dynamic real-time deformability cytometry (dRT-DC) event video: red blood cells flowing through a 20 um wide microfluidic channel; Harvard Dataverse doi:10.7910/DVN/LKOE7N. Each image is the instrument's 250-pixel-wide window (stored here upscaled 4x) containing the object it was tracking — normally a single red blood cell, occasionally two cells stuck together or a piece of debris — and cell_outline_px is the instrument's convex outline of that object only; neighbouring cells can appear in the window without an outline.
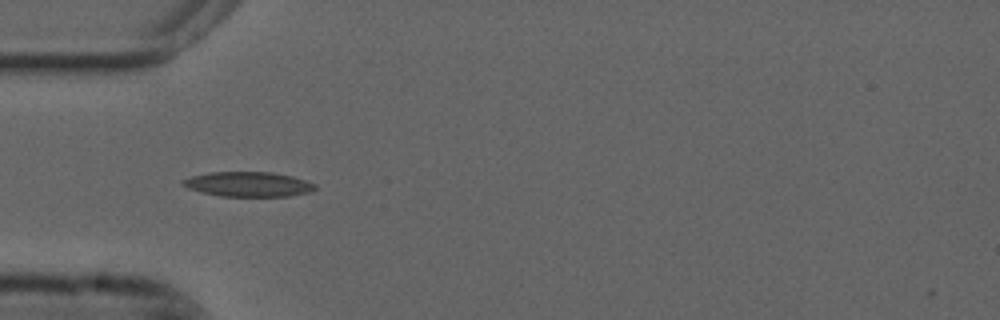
{"species": "common noctule bat (a hibernating species)", "species_latin": "Nyctalus noctula", "temperature_condition": "cold", "stored_images_in_passage": 36, "camera_frame_rate_fps": 3000, "um_per_image_px": 0.085, "animal": {"sex": "male", "forearm_length_mm": 52.5}, "frame": {"image": 1, "passage_image": 2, "time_ms": 0.333, "image_size_px": [1000, 320], "cell_outline_px": [[316, 188], [312, 192], [288, 196], [220, 196], [200, 192], [188, 188], [180, 184], [180, 180], [192, 176], [208, 172], [272, 172], [292, 176], [316, 184]], "centroid_in_image_um": [21.08, 15.66], "position_along_channel_um": 63.9, "area_um2": 19.25}}
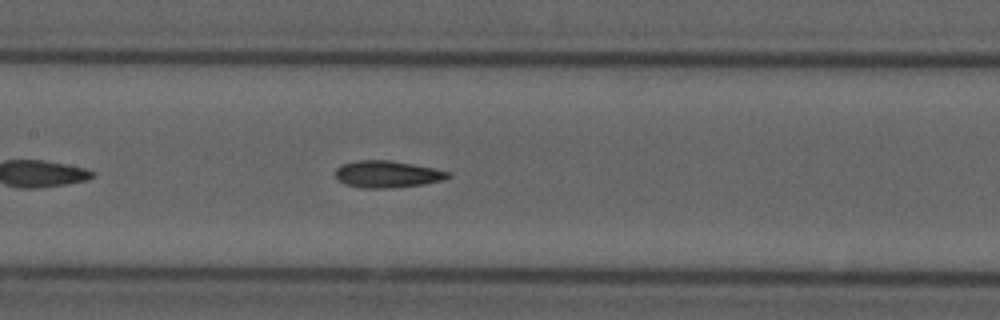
{"frame": {"image": 2, "passage_image": 11, "time_ms": 3.333, "image_size_px": [1000, 320], "cell_outline_px": [[452, 176], [444, 180], [424, 184], [392, 188], [364, 188], [344, 184], [336, 176], [336, 168], [340, 164], [356, 160], [388, 160], [412, 164], [432, 168], [448, 172]], "centroid_in_image_um": [32.9, 14.81], "position_along_channel_um": 174.5, "area_um2": 17.63}}
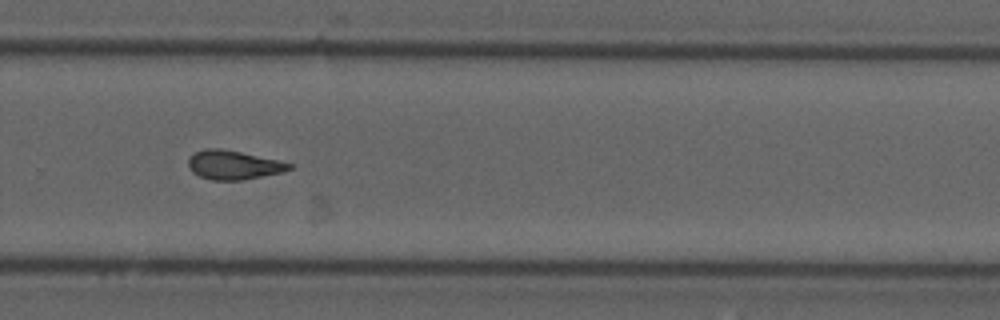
{"frame": {"image": 3, "passage_image": 22, "time_ms": 7.0, "image_size_px": [1000, 320], "cell_outline_px": [[292, 168], [284, 172], [240, 180], [212, 180], [200, 176], [192, 172], [188, 168], [188, 156], [204, 148], [220, 148], [240, 152], [276, 160], [292, 164]], "centroid_in_image_um": [19.79, 14.02], "position_along_channel_um": 310.0, "area_um2": 16.94}, "authors_computed_cell_mechanics": {"area_um2": 17.1666, "velocity_mm_per_s": 3.7121, "shape_relaxation_time_tau1_ms": null, "shape_relaxation_time_tau2_ms": 3.6028, "deformation_change_tau1": null, "deformation_change_tau2": 0.0957}}